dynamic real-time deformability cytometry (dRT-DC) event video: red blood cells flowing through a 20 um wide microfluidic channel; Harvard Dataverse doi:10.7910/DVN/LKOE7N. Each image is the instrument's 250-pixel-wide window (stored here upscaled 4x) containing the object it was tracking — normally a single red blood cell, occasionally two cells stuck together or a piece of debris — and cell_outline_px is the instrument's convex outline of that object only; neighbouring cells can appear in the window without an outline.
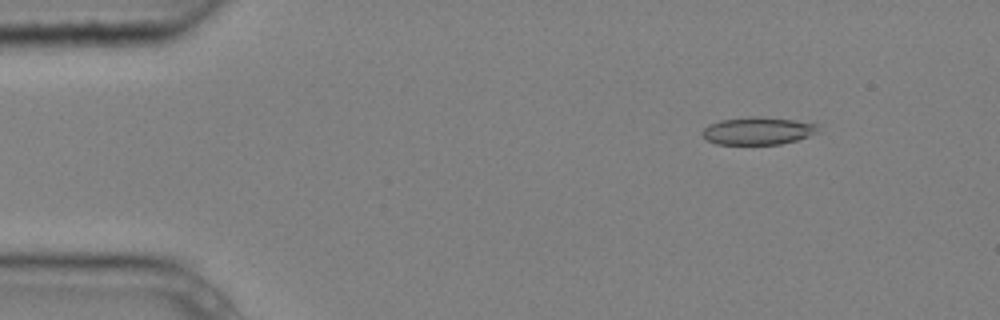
{"species": "common noctule bat (a hibernating species)", "species_latin": "Nyctalus noctula", "temperature_condition": "cold", "stored_images_in_passage": 4, "camera_frame_rate_fps": 3000, "um_per_image_px": 0.085, "animal": {"sex": "male", "body_mass_g": 20.4}, "frame": {"image": 1, "passage_image": 1, "time_ms": 0.0, "image_size_px": [1000, 320], "cell_outline_px": [[820, 132], [796, 140], [780, 144], [716, 144], [708, 140], [700, 132], [708, 124], [720, 120], [752, 116], [756, 116], [792, 120], [820, 124]], "centroid_in_image_um": [64.44, 11.12], "position_along_channel_um": 20.6, "area_um2": 18.67}}
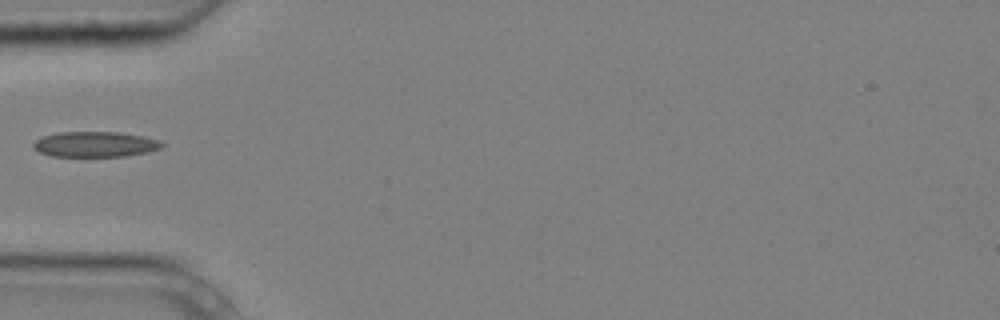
{"frame": {"image": 2, "passage_image": 4, "time_ms": 1.0, "image_size_px": [1000, 320], "cell_outline_px": [[164, 144], [160, 148], [148, 152], [124, 156], [52, 156], [40, 152], [32, 148], [32, 144], [40, 136], [56, 132], [120, 132], [144, 136], [160, 140]], "centroid_in_image_um": [8.06, 12.25], "position_along_channel_um": 76.9, "area_um2": 19.19}}